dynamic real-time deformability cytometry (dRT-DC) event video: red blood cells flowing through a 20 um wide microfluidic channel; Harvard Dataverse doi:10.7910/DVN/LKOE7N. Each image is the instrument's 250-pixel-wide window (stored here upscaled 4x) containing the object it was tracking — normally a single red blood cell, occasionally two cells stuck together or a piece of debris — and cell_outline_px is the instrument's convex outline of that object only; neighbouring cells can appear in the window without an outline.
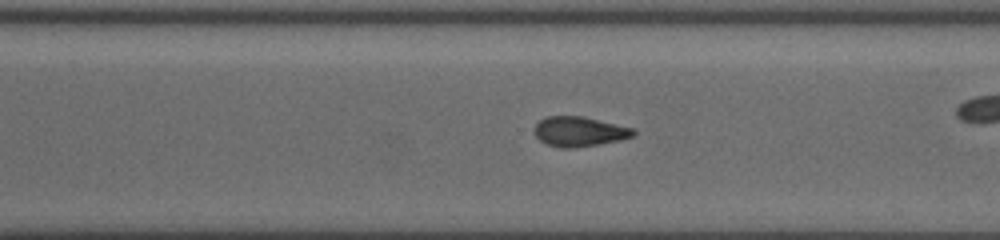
{"species": "common noctule bat (a hibernating species)", "species_latin": "Nyctalus noctula", "temperature_condition": "cold", "stored_images_in_passage": 54, "camera_frame_rate_fps": 3000, "um_per_image_px": 0.085, "animal": {"sex": "female", "body_mass_g": 19.5, "forearm_length_mm": 54.1}, "frame": {"image": 1, "passage_image": 39, "time_ms": 12.667, "image_size_px": [1000, 240], "cell_outline_px": [[636, 136], [620, 140], [600, 144], [576, 148], [560, 148], [548, 144], [540, 140], [536, 136], [536, 124], [540, 120], [548, 116], [580, 116], [636, 128]], "centroid_in_image_um": [49.31, 11.19], "position_along_channel_um": 321.3, "area_um2": 17.22}}